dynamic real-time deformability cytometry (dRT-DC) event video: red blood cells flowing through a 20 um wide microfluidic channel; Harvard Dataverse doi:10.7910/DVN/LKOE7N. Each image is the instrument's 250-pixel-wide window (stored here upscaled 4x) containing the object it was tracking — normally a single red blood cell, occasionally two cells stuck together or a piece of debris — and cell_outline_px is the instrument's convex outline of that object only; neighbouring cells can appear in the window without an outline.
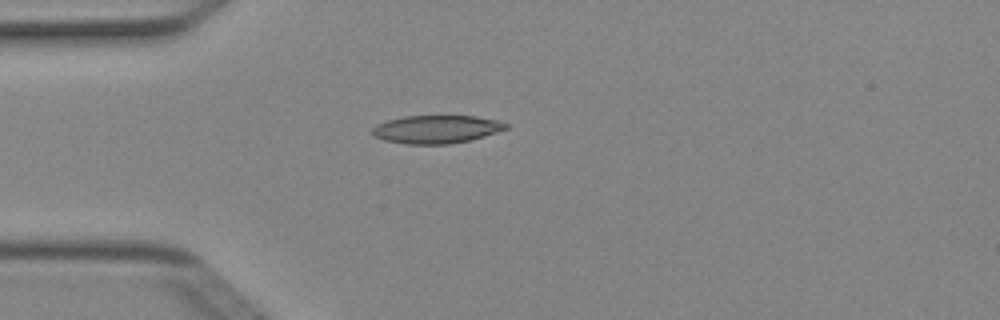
{"species": "Egyptian fruit bat (a non-hibernating species)", "species_latin": "Rousettus aegyptiacus", "temperature_condition": "cold", "stored_images_in_passage": 4, "camera_frame_rate_fps": 3000, "um_per_image_px": 0.085, "animal": {"sex": "female"}, "frame": {"image": 1, "passage_image": 4, "time_ms": 1.0, "image_size_px": [1000, 320], "cell_outline_px": [[508, 128], [484, 136], [468, 140], [448, 144], [408, 144], [384, 140], [376, 136], [372, 132], [372, 128], [376, 124], [388, 120], [404, 116], [476, 116], [500, 120], [508, 124]], "centroid_in_image_um": [37.11, 10.98], "position_along_channel_um": 47.9, "area_um2": 21.73}}